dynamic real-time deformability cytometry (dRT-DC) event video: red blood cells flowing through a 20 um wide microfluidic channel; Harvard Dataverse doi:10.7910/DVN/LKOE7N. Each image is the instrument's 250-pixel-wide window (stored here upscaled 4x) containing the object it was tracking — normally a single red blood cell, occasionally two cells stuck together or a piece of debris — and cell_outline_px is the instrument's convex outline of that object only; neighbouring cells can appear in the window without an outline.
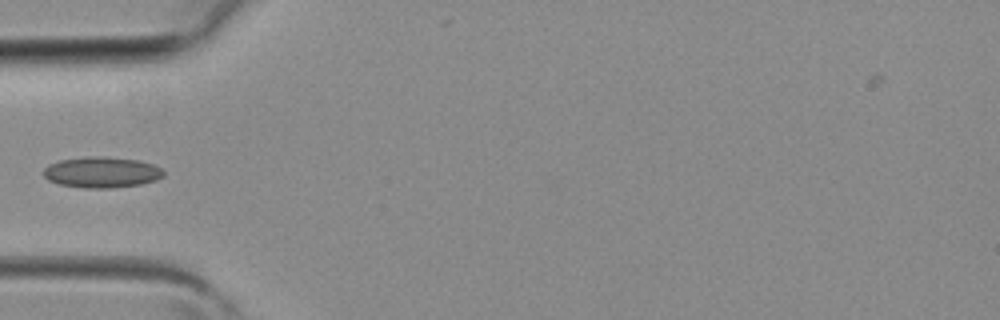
{"species": "common noctule bat (a hibernating species)", "species_latin": "Nyctalus noctula", "temperature_condition": "room temperature", "stored_images_in_passage": 3, "camera_frame_rate_fps": 3000, "um_per_image_px": 0.085, "animal": {"sex": "female", "body_mass_g": 19.3, "forearm_length_mm": 54.1}, "frame": {"image": 1, "passage_image": 3, "time_ms": 0.667, "image_size_px": [1000, 320], "cell_outline_px": [[164, 176], [156, 180], [140, 184], [112, 188], [84, 188], [60, 184], [48, 180], [44, 176], [44, 168], [48, 164], [60, 160], [88, 156], [100, 156], [140, 160], [152, 164], [160, 168], [164, 172]], "centroid_in_image_um": [8.64, 14.64], "position_along_channel_um": 76.4, "area_um2": 21.62}}